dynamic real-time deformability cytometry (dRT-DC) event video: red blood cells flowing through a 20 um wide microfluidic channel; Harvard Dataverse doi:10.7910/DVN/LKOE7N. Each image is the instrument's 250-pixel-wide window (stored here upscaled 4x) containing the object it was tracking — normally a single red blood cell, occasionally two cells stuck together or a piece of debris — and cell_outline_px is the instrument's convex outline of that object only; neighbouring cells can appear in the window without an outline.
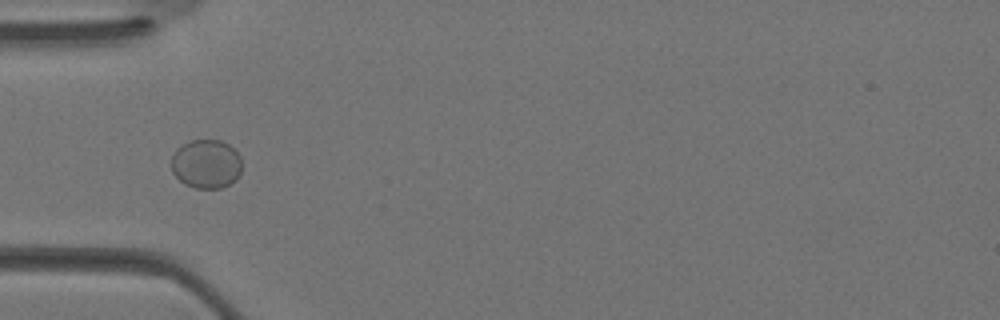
{"species": "Egyptian fruit bat (a non-hibernating species)", "species_latin": "Rousettus aegyptiacus", "temperature_condition": "warm", "stored_images_in_passage": 25, "camera_frame_rate_fps": 3000, "um_per_image_px": 0.085, "animal": {"sex": "female"}, "frame": {"image": 1, "passage_image": 1, "time_ms": 0.0, "image_size_px": [1000, 320], "cell_outline_px": [[240, 172], [236, 180], [220, 188], [196, 188], [184, 184], [172, 172], [172, 156], [176, 148], [192, 140], [220, 140], [228, 144], [240, 156]], "centroid_in_image_um": [17.51, 13.93], "position_along_channel_um": 67.5, "area_um2": 19.94}}
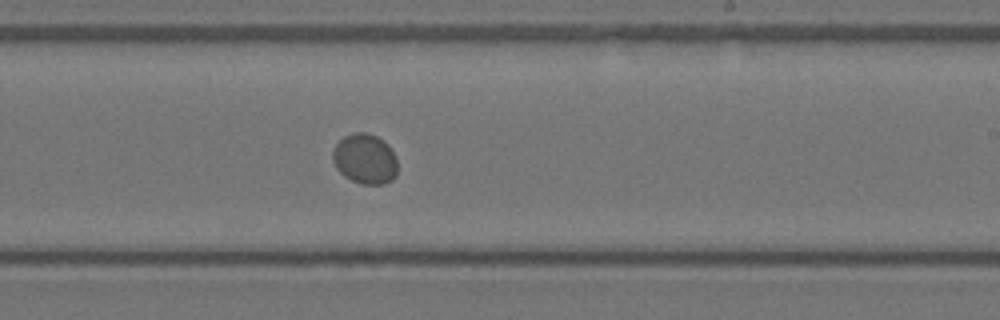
{"frame": {"image": 2, "passage_image": 11, "time_ms": 3.333, "image_size_px": [1000, 320], "cell_outline_px": [[396, 176], [392, 180], [384, 184], [360, 184], [344, 176], [336, 168], [332, 160], [332, 152], [336, 144], [344, 136], [352, 132], [368, 132], [384, 140], [388, 144], [396, 156]], "centroid_in_image_um": [31.02, 13.5], "position_along_channel_um": 258.0, "area_um2": 19.19}}
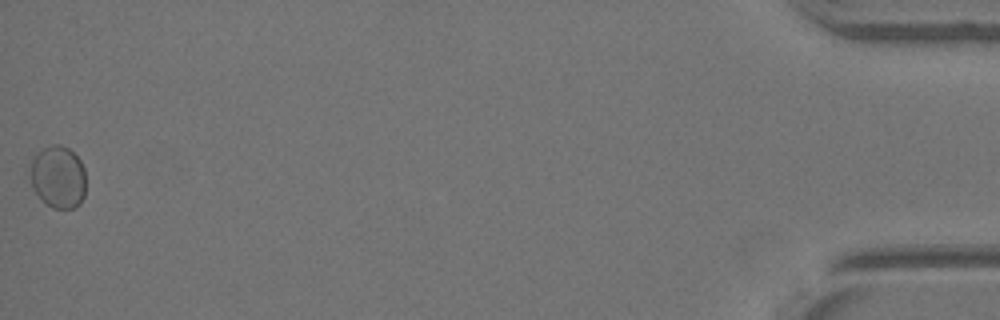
{"frame": {"image": 3, "passage_image": 25, "time_ms": 8.0, "image_size_px": [1000, 320], "cell_outline_px": [[84, 196], [80, 204], [76, 208], [52, 208], [40, 200], [32, 188], [28, 176], [28, 172], [32, 160], [36, 152], [52, 144], [60, 144], [68, 148], [80, 160], [84, 168]], "centroid_in_image_um": [4.89, 15.05], "position_along_channel_um": 430.3, "area_um2": 20.69}}